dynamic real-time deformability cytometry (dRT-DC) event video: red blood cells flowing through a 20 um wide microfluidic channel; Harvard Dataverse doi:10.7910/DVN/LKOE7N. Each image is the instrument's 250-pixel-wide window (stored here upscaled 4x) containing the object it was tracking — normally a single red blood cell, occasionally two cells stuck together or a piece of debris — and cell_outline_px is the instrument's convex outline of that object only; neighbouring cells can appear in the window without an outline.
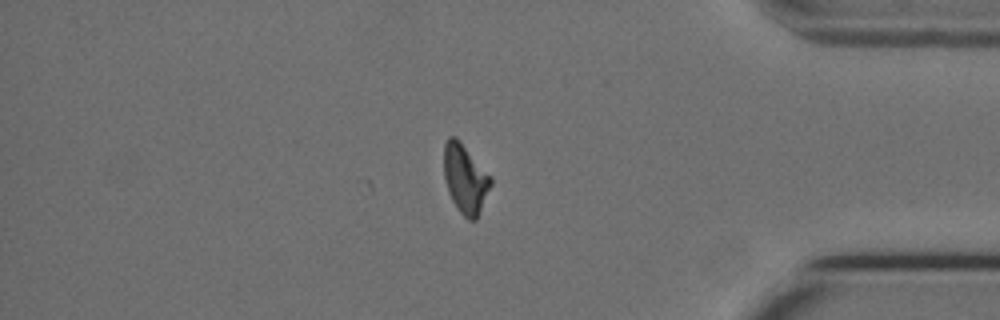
{"species": "Egyptian fruit bat (a non-hibernating species)", "species_latin": "Rousettus aegyptiacus", "temperature_condition": "cold", "stored_images_in_passage": 38, "camera_frame_rate_fps": 3000, "um_per_image_px": 0.085, "animal": {"sex": "female"}, "frame": {"image": 1, "passage_image": 38, "time_ms": 12.333, "image_size_px": [1000, 320], "cell_outline_px": [[492, 184], [476, 220], [468, 220], [456, 208], [448, 192], [444, 176], [444, 144], [448, 136], [456, 136], [492, 176]], "centroid_in_image_um": [39.55, 15.18], "position_along_channel_um": 395.7, "area_um2": 19.02}}